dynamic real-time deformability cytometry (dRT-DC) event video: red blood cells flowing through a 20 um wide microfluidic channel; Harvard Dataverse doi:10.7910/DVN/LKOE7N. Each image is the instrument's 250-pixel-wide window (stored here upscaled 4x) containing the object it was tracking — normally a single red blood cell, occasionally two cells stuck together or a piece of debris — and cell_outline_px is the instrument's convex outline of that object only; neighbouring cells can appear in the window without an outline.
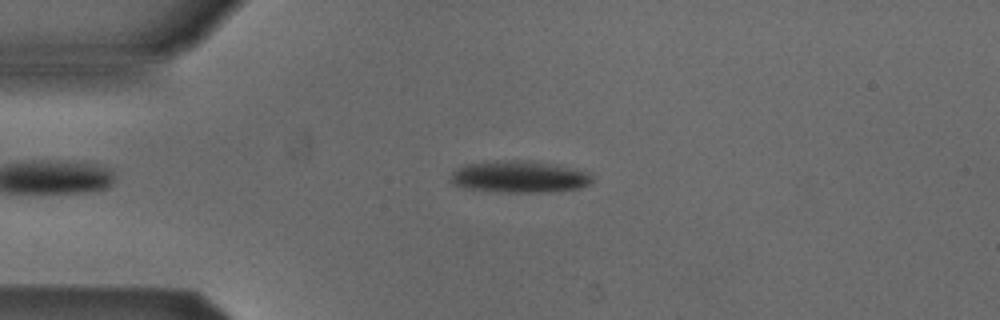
{"species": "Egyptian fruit bat (a non-hibernating species)", "species_latin": "Rousettus aegyptiacus", "temperature_condition": "cold", "stored_images_in_passage": 51, "camera_frame_rate_fps": 3000, "um_per_image_px": 0.085, "animal": {"sex": "male"}, "frame": {"image": 1, "passage_image": 11, "time_ms": 3.333, "image_size_px": [1000, 320], "cell_outline_px": [[592, 180], [588, 184], [580, 188], [548, 192], [496, 192], [468, 188], [452, 184], [452, 172], [468, 164], [508, 160], [520, 160], [556, 164], [588, 172], [592, 176]], "centroid_in_image_um": [44.19, 15.03], "position_along_channel_um": 40.8, "area_um2": 25.89}}
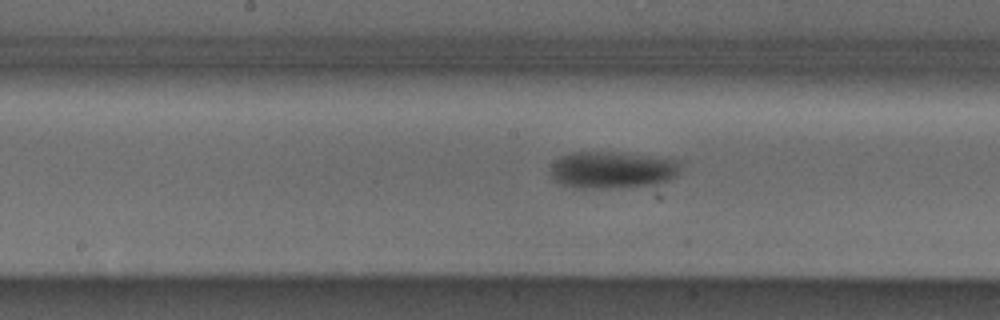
{"frame": {"image": 2, "passage_image": 25, "time_ms": 8.0, "image_size_px": [1000, 320], "cell_outline_px": [[676, 176], [668, 180], [652, 184], [608, 188], [576, 188], [560, 184], [552, 176], [548, 168], [560, 156], [572, 152], [608, 152], [676, 160]], "centroid_in_image_um": [51.89, 14.45], "position_along_channel_um": 196.3, "area_um2": 27.22}}
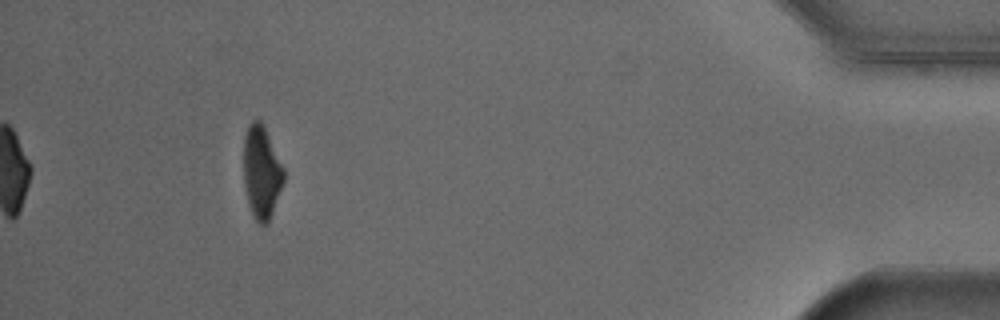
{"frame": {"image": 3, "passage_image": 47, "time_ms": 15.333, "image_size_px": [1000, 320], "cell_outline_px": [[284, 180], [272, 212], [268, 220], [264, 224], [260, 224], [256, 220], [248, 204], [244, 184], [244, 136], [248, 124], [252, 120], [260, 120], [284, 168]], "centroid_in_image_um": [22.21, 14.61], "position_along_channel_um": 413.0, "area_um2": 21.21}, "authors_computed_cell_mechanics": {"area_um2": 24.7384, "velocity_mm_per_s": 3.8722, "shape_relaxation_time_tau1_ms": 2.0544, "shape_relaxation_time_tau2_ms": null, "deformation_change_tau1": 0.1005, "deformation_change_tau2": null}}